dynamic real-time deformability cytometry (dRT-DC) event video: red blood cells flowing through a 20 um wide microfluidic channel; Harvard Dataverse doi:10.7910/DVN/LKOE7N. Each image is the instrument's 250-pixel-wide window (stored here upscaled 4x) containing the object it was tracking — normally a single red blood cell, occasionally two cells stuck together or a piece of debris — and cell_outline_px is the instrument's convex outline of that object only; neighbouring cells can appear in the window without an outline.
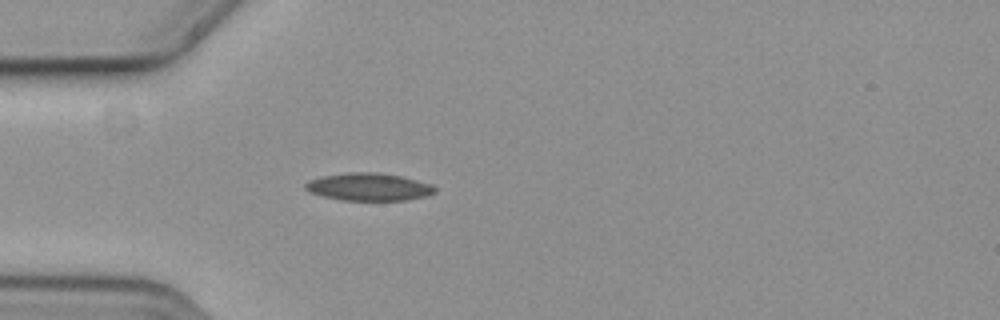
{"species": "common noctule bat (a hibernating species)", "species_latin": "Nyctalus noctula", "temperature_condition": "cold", "stored_images_in_passage": 32, "camera_frame_rate_fps": 3000, "um_per_image_px": 0.085, "animal": {"sex": "female", "body_mass_g": 19.3, "forearm_length_mm": 54.1}, "frame": {"image": 1, "passage_image": 1, "time_ms": 0.0, "image_size_px": [1000, 320], "cell_outline_px": [[436, 192], [428, 196], [404, 200], [340, 200], [308, 192], [304, 188], [304, 184], [308, 180], [324, 176], [352, 172], [376, 172], [400, 176], [432, 184], [436, 188]], "centroid_in_image_um": [31.35, 15.89], "position_along_channel_um": 53.7, "area_um2": 20.81}}
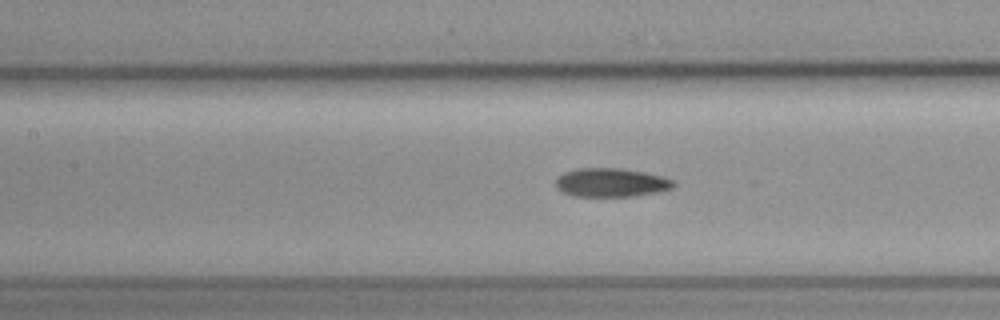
{"frame": {"image": 2, "passage_image": 10, "time_ms": 3.0, "image_size_px": [1000, 320], "cell_outline_px": [[676, 184], [672, 188], [660, 192], [632, 196], [572, 196], [556, 188], [556, 180], [564, 172], [576, 168], [620, 168], [644, 172], [664, 176], [672, 180]], "centroid_in_image_um": [51.96, 15.51], "position_along_channel_um": 155.4, "area_um2": 19.77}}
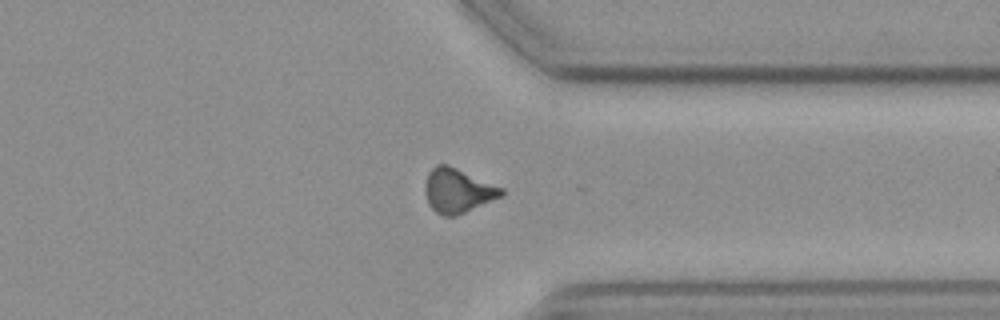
{"frame": {"image": 3, "passage_image": 28, "time_ms": 9.0, "image_size_px": [1000, 320], "cell_outline_px": [[504, 196], [456, 216], [444, 216], [436, 212], [428, 204], [424, 188], [428, 172], [436, 164], [448, 164], [504, 188]], "centroid_in_image_um": [38.92, 16.2], "position_along_channel_um": 372.5, "area_um2": 19.88}, "authors_computed_cell_mechanics": {"area_um2": 19.7098, "velocity_mm_per_s": 3.664, "shape_relaxation_time_tau1_ms": null, "shape_relaxation_time_tau2_ms": 8.3407, "deformation_change_tau1": null, "deformation_change_tau2": 0.15}}